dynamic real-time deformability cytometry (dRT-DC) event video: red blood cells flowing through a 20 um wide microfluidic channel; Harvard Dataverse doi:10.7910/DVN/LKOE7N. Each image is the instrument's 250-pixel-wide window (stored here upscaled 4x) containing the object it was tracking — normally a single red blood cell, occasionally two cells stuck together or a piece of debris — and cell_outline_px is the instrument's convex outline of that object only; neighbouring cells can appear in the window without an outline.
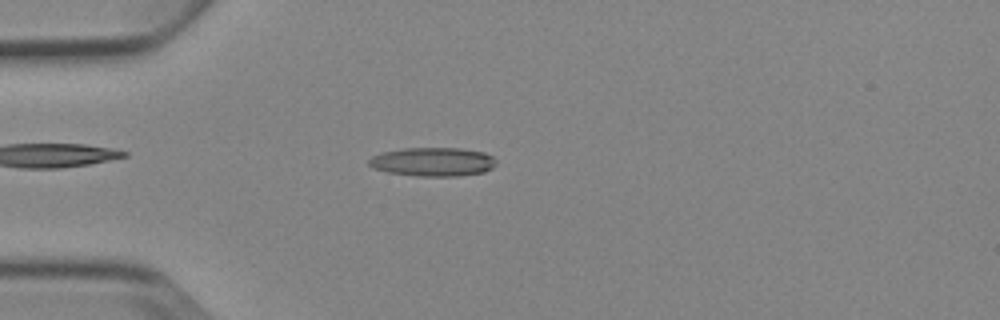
{"species": "Egyptian fruit bat (a non-hibernating species)", "species_latin": "Rousettus aegyptiacus", "temperature_condition": "cold", "stored_images_in_passage": 5, "camera_frame_rate_fps": 3000, "um_per_image_px": 0.085, "animal": {"sex": "female"}, "frame": {"image": 1, "passage_image": 4, "time_ms": 3.667, "image_size_px": [1000, 320], "cell_outline_px": [[496, 164], [492, 168], [484, 172], [456, 176], [416, 176], [388, 172], [372, 168], [368, 164], [368, 160], [372, 156], [380, 152], [404, 148], [460, 148], [484, 152], [492, 156], [496, 160]], "centroid_in_image_um": [36.77, 13.75], "position_along_channel_um": 48.2, "area_um2": 21.5}}